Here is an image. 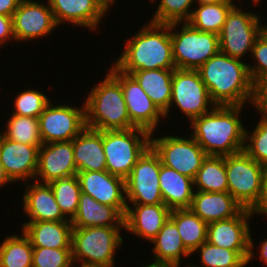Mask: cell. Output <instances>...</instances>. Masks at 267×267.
<instances>
[{
	"instance_id": "39",
	"label": "cell",
	"mask_w": 267,
	"mask_h": 267,
	"mask_svg": "<svg viewBox=\"0 0 267 267\" xmlns=\"http://www.w3.org/2000/svg\"><path fill=\"white\" fill-rule=\"evenodd\" d=\"M47 94L38 89L23 90L16 95L12 114L39 118L45 107L51 102Z\"/></svg>"
},
{
	"instance_id": "3",
	"label": "cell",
	"mask_w": 267,
	"mask_h": 267,
	"mask_svg": "<svg viewBox=\"0 0 267 267\" xmlns=\"http://www.w3.org/2000/svg\"><path fill=\"white\" fill-rule=\"evenodd\" d=\"M147 22L125 40L124 51L113 64L125 74L137 70L176 69L169 24Z\"/></svg>"
},
{
	"instance_id": "35",
	"label": "cell",
	"mask_w": 267,
	"mask_h": 267,
	"mask_svg": "<svg viewBox=\"0 0 267 267\" xmlns=\"http://www.w3.org/2000/svg\"><path fill=\"white\" fill-rule=\"evenodd\" d=\"M48 184L52 188L62 213L69 220H72L76 215L80 194L82 193L77 176L56 179Z\"/></svg>"
},
{
	"instance_id": "16",
	"label": "cell",
	"mask_w": 267,
	"mask_h": 267,
	"mask_svg": "<svg viewBox=\"0 0 267 267\" xmlns=\"http://www.w3.org/2000/svg\"><path fill=\"white\" fill-rule=\"evenodd\" d=\"M46 2L21 0L12 16L16 43L47 38L52 31L54 32V29L56 30L59 27L48 1Z\"/></svg>"
},
{
	"instance_id": "44",
	"label": "cell",
	"mask_w": 267,
	"mask_h": 267,
	"mask_svg": "<svg viewBox=\"0 0 267 267\" xmlns=\"http://www.w3.org/2000/svg\"><path fill=\"white\" fill-rule=\"evenodd\" d=\"M253 212L258 216L259 214L267 215V165L264 166L260 202L259 205L253 210Z\"/></svg>"
},
{
	"instance_id": "6",
	"label": "cell",
	"mask_w": 267,
	"mask_h": 267,
	"mask_svg": "<svg viewBox=\"0 0 267 267\" xmlns=\"http://www.w3.org/2000/svg\"><path fill=\"white\" fill-rule=\"evenodd\" d=\"M151 133L142 128L103 131L106 170L126 179L137 160L150 147Z\"/></svg>"
},
{
	"instance_id": "47",
	"label": "cell",
	"mask_w": 267,
	"mask_h": 267,
	"mask_svg": "<svg viewBox=\"0 0 267 267\" xmlns=\"http://www.w3.org/2000/svg\"><path fill=\"white\" fill-rule=\"evenodd\" d=\"M198 1L227 5L232 8L237 7V5L234 3L235 0H198Z\"/></svg>"
},
{
	"instance_id": "26",
	"label": "cell",
	"mask_w": 267,
	"mask_h": 267,
	"mask_svg": "<svg viewBox=\"0 0 267 267\" xmlns=\"http://www.w3.org/2000/svg\"><path fill=\"white\" fill-rule=\"evenodd\" d=\"M159 184L163 202L170 210L190 208L195 192L192 178L161 164L160 161Z\"/></svg>"
},
{
	"instance_id": "50",
	"label": "cell",
	"mask_w": 267,
	"mask_h": 267,
	"mask_svg": "<svg viewBox=\"0 0 267 267\" xmlns=\"http://www.w3.org/2000/svg\"><path fill=\"white\" fill-rule=\"evenodd\" d=\"M109 9L112 7L111 5H115L117 0H101Z\"/></svg>"
},
{
	"instance_id": "5",
	"label": "cell",
	"mask_w": 267,
	"mask_h": 267,
	"mask_svg": "<svg viewBox=\"0 0 267 267\" xmlns=\"http://www.w3.org/2000/svg\"><path fill=\"white\" fill-rule=\"evenodd\" d=\"M121 230L124 226L73 228L71 248L75 266L115 267L116 250L124 242Z\"/></svg>"
},
{
	"instance_id": "14",
	"label": "cell",
	"mask_w": 267,
	"mask_h": 267,
	"mask_svg": "<svg viewBox=\"0 0 267 267\" xmlns=\"http://www.w3.org/2000/svg\"><path fill=\"white\" fill-rule=\"evenodd\" d=\"M50 102L39 115V129L43 144L72 141L85 128V105L75 107Z\"/></svg>"
},
{
	"instance_id": "34",
	"label": "cell",
	"mask_w": 267,
	"mask_h": 267,
	"mask_svg": "<svg viewBox=\"0 0 267 267\" xmlns=\"http://www.w3.org/2000/svg\"><path fill=\"white\" fill-rule=\"evenodd\" d=\"M6 123L5 131L1 134L14 142L27 145L41 146L39 119L29 116L11 114Z\"/></svg>"
},
{
	"instance_id": "15",
	"label": "cell",
	"mask_w": 267,
	"mask_h": 267,
	"mask_svg": "<svg viewBox=\"0 0 267 267\" xmlns=\"http://www.w3.org/2000/svg\"><path fill=\"white\" fill-rule=\"evenodd\" d=\"M108 72L121 84L130 121L138 128L153 134L164 114L152 102L139 83L129 74L118 70L113 64Z\"/></svg>"
},
{
	"instance_id": "41",
	"label": "cell",
	"mask_w": 267,
	"mask_h": 267,
	"mask_svg": "<svg viewBox=\"0 0 267 267\" xmlns=\"http://www.w3.org/2000/svg\"><path fill=\"white\" fill-rule=\"evenodd\" d=\"M251 56L255 63L248 64V71L257 88L267 80V28L255 40Z\"/></svg>"
},
{
	"instance_id": "1",
	"label": "cell",
	"mask_w": 267,
	"mask_h": 267,
	"mask_svg": "<svg viewBox=\"0 0 267 267\" xmlns=\"http://www.w3.org/2000/svg\"><path fill=\"white\" fill-rule=\"evenodd\" d=\"M219 51L197 71L216 105L252 107L256 101V87L248 71V63Z\"/></svg>"
},
{
	"instance_id": "40",
	"label": "cell",
	"mask_w": 267,
	"mask_h": 267,
	"mask_svg": "<svg viewBox=\"0 0 267 267\" xmlns=\"http://www.w3.org/2000/svg\"><path fill=\"white\" fill-rule=\"evenodd\" d=\"M32 267H75L72 248L33 247Z\"/></svg>"
},
{
	"instance_id": "33",
	"label": "cell",
	"mask_w": 267,
	"mask_h": 267,
	"mask_svg": "<svg viewBox=\"0 0 267 267\" xmlns=\"http://www.w3.org/2000/svg\"><path fill=\"white\" fill-rule=\"evenodd\" d=\"M196 4L197 7L194 6L187 22L197 30L219 35L232 7L203 1H198Z\"/></svg>"
},
{
	"instance_id": "10",
	"label": "cell",
	"mask_w": 267,
	"mask_h": 267,
	"mask_svg": "<svg viewBox=\"0 0 267 267\" xmlns=\"http://www.w3.org/2000/svg\"><path fill=\"white\" fill-rule=\"evenodd\" d=\"M150 136V147L159 156L161 164L194 180L207 154L190 135ZM154 137V138H153ZM188 138V139H187Z\"/></svg>"
},
{
	"instance_id": "48",
	"label": "cell",
	"mask_w": 267,
	"mask_h": 267,
	"mask_svg": "<svg viewBox=\"0 0 267 267\" xmlns=\"http://www.w3.org/2000/svg\"><path fill=\"white\" fill-rule=\"evenodd\" d=\"M10 184L11 182L7 179V177L5 176L2 166L0 164V188L3 186L5 187L6 184Z\"/></svg>"
},
{
	"instance_id": "24",
	"label": "cell",
	"mask_w": 267,
	"mask_h": 267,
	"mask_svg": "<svg viewBox=\"0 0 267 267\" xmlns=\"http://www.w3.org/2000/svg\"><path fill=\"white\" fill-rule=\"evenodd\" d=\"M75 165L78 172L105 171L103 131L85 128L72 140Z\"/></svg>"
},
{
	"instance_id": "2",
	"label": "cell",
	"mask_w": 267,
	"mask_h": 267,
	"mask_svg": "<svg viewBox=\"0 0 267 267\" xmlns=\"http://www.w3.org/2000/svg\"><path fill=\"white\" fill-rule=\"evenodd\" d=\"M243 108L216 105L189 123L191 136L207 155L227 156L244 150L246 126L240 115Z\"/></svg>"
},
{
	"instance_id": "28",
	"label": "cell",
	"mask_w": 267,
	"mask_h": 267,
	"mask_svg": "<svg viewBox=\"0 0 267 267\" xmlns=\"http://www.w3.org/2000/svg\"><path fill=\"white\" fill-rule=\"evenodd\" d=\"M150 242L153 244L152 256L154 258L151 264L181 267L182 257L192 256V253L184 246L176 224L170 218Z\"/></svg>"
},
{
	"instance_id": "43",
	"label": "cell",
	"mask_w": 267,
	"mask_h": 267,
	"mask_svg": "<svg viewBox=\"0 0 267 267\" xmlns=\"http://www.w3.org/2000/svg\"><path fill=\"white\" fill-rule=\"evenodd\" d=\"M254 110L267 116V80L256 88V101Z\"/></svg>"
},
{
	"instance_id": "18",
	"label": "cell",
	"mask_w": 267,
	"mask_h": 267,
	"mask_svg": "<svg viewBox=\"0 0 267 267\" xmlns=\"http://www.w3.org/2000/svg\"><path fill=\"white\" fill-rule=\"evenodd\" d=\"M82 193L104 205L116 207L124 216L127 211L125 179L105 171L77 172Z\"/></svg>"
},
{
	"instance_id": "45",
	"label": "cell",
	"mask_w": 267,
	"mask_h": 267,
	"mask_svg": "<svg viewBox=\"0 0 267 267\" xmlns=\"http://www.w3.org/2000/svg\"><path fill=\"white\" fill-rule=\"evenodd\" d=\"M20 2L21 0H0V14L12 17Z\"/></svg>"
},
{
	"instance_id": "11",
	"label": "cell",
	"mask_w": 267,
	"mask_h": 267,
	"mask_svg": "<svg viewBox=\"0 0 267 267\" xmlns=\"http://www.w3.org/2000/svg\"><path fill=\"white\" fill-rule=\"evenodd\" d=\"M171 92L169 109L164 113L166 119L171 109L176 107L188 117L190 123L216 106L197 70L174 69Z\"/></svg>"
},
{
	"instance_id": "8",
	"label": "cell",
	"mask_w": 267,
	"mask_h": 267,
	"mask_svg": "<svg viewBox=\"0 0 267 267\" xmlns=\"http://www.w3.org/2000/svg\"><path fill=\"white\" fill-rule=\"evenodd\" d=\"M228 192L244 208L253 211L260 202L264 165L244 150L225 156Z\"/></svg>"
},
{
	"instance_id": "38",
	"label": "cell",
	"mask_w": 267,
	"mask_h": 267,
	"mask_svg": "<svg viewBox=\"0 0 267 267\" xmlns=\"http://www.w3.org/2000/svg\"><path fill=\"white\" fill-rule=\"evenodd\" d=\"M261 114L259 122L250 132L245 129L244 151L257 163L267 165V116Z\"/></svg>"
},
{
	"instance_id": "49",
	"label": "cell",
	"mask_w": 267,
	"mask_h": 267,
	"mask_svg": "<svg viewBox=\"0 0 267 267\" xmlns=\"http://www.w3.org/2000/svg\"><path fill=\"white\" fill-rule=\"evenodd\" d=\"M143 267H179L176 265H162V264H151V263H147L146 265L143 264Z\"/></svg>"
},
{
	"instance_id": "42",
	"label": "cell",
	"mask_w": 267,
	"mask_h": 267,
	"mask_svg": "<svg viewBox=\"0 0 267 267\" xmlns=\"http://www.w3.org/2000/svg\"><path fill=\"white\" fill-rule=\"evenodd\" d=\"M10 40L15 41L12 17L0 14V48Z\"/></svg>"
},
{
	"instance_id": "30",
	"label": "cell",
	"mask_w": 267,
	"mask_h": 267,
	"mask_svg": "<svg viewBox=\"0 0 267 267\" xmlns=\"http://www.w3.org/2000/svg\"><path fill=\"white\" fill-rule=\"evenodd\" d=\"M169 218L176 224L184 246L192 253L207 241V226L190 208L171 210Z\"/></svg>"
},
{
	"instance_id": "23",
	"label": "cell",
	"mask_w": 267,
	"mask_h": 267,
	"mask_svg": "<svg viewBox=\"0 0 267 267\" xmlns=\"http://www.w3.org/2000/svg\"><path fill=\"white\" fill-rule=\"evenodd\" d=\"M190 209L207 224L237 216L244 208L229 192L195 191Z\"/></svg>"
},
{
	"instance_id": "51",
	"label": "cell",
	"mask_w": 267,
	"mask_h": 267,
	"mask_svg": "<svg viewBox=\"0 0 267 267\" xmlns=\"http://www.w3.org/2000/svg\"><path fill=\"white\" fill-rule=\"evenodd\" d=\"M252 1H253V3H254L253 6H254V5L257 6L259 3H261L262 0H252Z\"/></svg>"
},
{
	"instance_id": "25",
	"label": "cell",
	"mask_w": 267,
	"mask_h": 267,
	"mask_svg": "<svg viewBox=\"0 0 267 267\" xmlns=\"http://www.w3.org/2000/svg\"><path fill=\"white\" fill-rule=\"evenodd\" d=\"M71 221H26L22 231L29 237L32 247L71 248Z\"/></svg>"
},
{
	"instance_id": "32",
	"label": "cell",
	"mask_w": 267,
	"mask_h": 267,
	"mask_svg": "<svg viewBox=\"0 0 267 267\" xmlns=\"http://www.w3.org/2000/svg\"><path fill=\"white\" fill-rule=\"evenodd\" d=\"M0 243V267H32L33 247L29 237L12 234Z\"/></svg>"
},
{
	"instance_id": "29",
	"label": "cell",
	"mask_w": 267,
	"mask_h": 267,
	"mask_svg": "<svg viewBox=\"0 0 267 267\" xmlns=\"http://www.w3.org/2000/svg\"><path fill=\"white\" fill-rule=\"evenodd\" d=\"M173 71L174 69L137 70L130 74L163 114L169 109L172 98Z\"/></svg>"
},
{
	"instance_id": "19",
	"label": "cell",
	"mask_w": 267,
	"mask_h": 267,
	"mask_svg": "<svg viewBox=\"0 0 267 267\" xmlns=\"http://www.w3.org/2000/svg\"><path fill=\"white\" fill-rule=\"evenodd\" d=\"M77 172L72 141L41 145L38 154L36 182L49 183L56 179L77 175Z\"/></svg>"
},
{
	"instance_id": "7",
	"label": "cell",
	"mask_w": 267,
	"mask_h": 267,
	"mask_svg": "<svg viewBox=\"0 0 267 267\" xmlns=\"http://www.w3.org/2000/svg\"><path fill=\"white\" fill-rule=\"evenodd\" d=\"M169 26L176 69L198 70L220 51L217 34L197 30L188 22L169 23ZM179 26L181 29H176Z\"/></svg>"
},
{
	"instance_id": "17",
	"label": "cell",
	"mask_w": 267,
	"mask_h": 267,
	"mask_svg": "<svg viewBox=\"0 0 267 267\" xmlns=\"http://www.w3.org/2000/svg\"><path fill=\"white\" fill-rule=\"evenodd\" d=\"M40 147L11 141L0 133V164L11 183L35 180Z\"/></svg>"
},
{
	"instance_id": "46",
	"label": "cell",
	"mask_w": 267,
	"mask_h": 267,
	"mask_svg": "<svg viewBox=\"0 0 267 267\" xmlns=\"http://www.w3.org/2000/svg\"><path fill=\"white\" fill-rule=\"evenodd\" d=\"M260 247H259V259L267 265V239L263 238V241L259 242Z\"/></svg>"
},
{
	"instance_id": "31",
	"label": "cell",
	"mask_w": 267,
	"mask_h": 267,
	"mask_svg": "<svg viewBox=\"0 0 267 267\" xmlns=\"http://www.w3.org/2000/svg\"><path fill=\"white\" fill-rule=\"evenodd\" d=\"M196 191L228 192L225 156L207 155L194 178Z\"/></svg>"
},
{
	"instance_id": "20",
	"label": "cell",
	"mask_w": 267,
	"mask_h": 267,
	"mask_svg": "<svg viewBox=\"0 0 267 267\" xmlns=\"http://www.w3.org/2000/svg\"><path fill=\"white\" fill-rule=\"evenodd\" d=\"M57 25L64 23L85 27L91 31L99 28L109 8L101 0H47Z\"/></svg>"
},
{
	"instance_id": "9",
	"label": "cell",
	"mask_w": 267,
	"mask_h": 267,
	"mask_svg": "<svg viewBox=\"0 0 267 267\" xmlns=\"http://www.w3.org/2000/svg\"><path fill=\"white\" fill-rule=\"evenodd\" d=\"M242 6L232 8L219 34L220 51L232 58L243 60L252 53L255 40L267 28L261 16L247 12ZM244 57V58H243Z\"/></svg>"
},
{
	"instance_id": "21",
	"label": "cell",
	"mask_w": 267,
	"mask_h": 267,
	"mask_svg": "<svg viewBox=\"0 0 267 267\" xmlns=\"http://www.w3.org/2000/svg\"><path fill=\"white\" fill-rule=\"evenodd\" d=\"M24 183L22 210L28 221H71L61 211L48 183Z\"/></svg>"
},
{
	"instance_id": "22",
	"label": "cell",
	"mask_w": 267,
	"mask_h": 267,
	"mask_svg": "<svg viewBox=\"0 0 267 267\" xmlns=\"http://www.w3.org/2000/svg\"><path fill=\"white\" fill-rule=\"evenodd\" d=\"M170 212L171 210L164 203L127 205L124 229L140 239L151 241L168 220Z\"/></svg>"
},
{
	"instance_id": "12",
	"label": "cell",
	"mask_w": 267,
	"mask_h": 267,
	"mask_svg": "<svg viewBox=\"0 0 267 267\" xmlns=\"http://www.w3.org/2000/svg\"><path fill=\"white\" fill-rule=\"evenodd\" d=\"M255 213L243 209L237 216L211 222L207 226V241L221 248L236 251L247 264L256 257L249 221Z\"/></svg>"
},
{
	"instance_id": "13",
	"label": "cell",
	"mask_w": 267,
	"mask_h": 267,
	"mask_svg": "<svg viewBox=\"0 0 267 267\" xmlns=\"http://www.w3.org/2000/svg\"><path fill=\"white\" fill-rule=\"evenodd\" d=\"M159 174L160 158L149 147L125 179L127 205L130 203L144 205L164 203L160 191Z\"/></svg>"
},
{
	"instance_id": "37",
	"label": "cell",
	"mask_w": 267,
	"mask_h": 267,
	"mask_svg": "<svg viewBox=\"0 0 267 267\" xmlns=\"http://www.w3.org/2000/svg\"><path fill=\"white\" fill-rule=\"evenodd\" d=\"M159 4L154 10V15L150 20L154 23H174L187 22L193 12V8L198 0H158ZM157 0L152 2L156 3ZM194 3V4H193Z\"/></svg>"
},
{
	"instance_id": "27",
	"label": "cell",
	"mask_w": 267,
	"mask_h": 267,
	"mask_svg": "<svg viewBox=\"0 0 267 267\" xmlns=\"http://www.w3.org/2000/svg\"><path fill=\"white\" fill-rule=\"evenodd\" d=\"M71 224L73 228L124 226V215L116 207L101 204L90 195L81 193Z\"/></svg>"
},
{
	"instance_id": "36",
	"label": "cell",
	"mask_w": 267,
	"mask_h": 267,
	"mask_svg": "<svg viewBox=\"0 0 267 267\" xmlns=\"http://www.w3.org/2000/svg\"><path fill=\"white\" fill-rule=\"evenodd\" d=\"M197 252L200 253L199 267H246L247 262L234 250L221 248L205 241L198 248H196L192 255ZM188 267H198L195 265H188Z\"/></svg>"
},
{
	"instance_id": "4",
	"label": "cell",
	"mask_w": 267,
	"mask_h": 267,
	"mask_svg": "<svg viewBox=\"0 0 267 267\" xmlns=\"http://www.w3.org/2000/svg\"><path fill=\"white\" fill-rule=\"evenodd\" d=\"M88 93L84 99L87 128L105 131L136 127L130 121L121 84L109 72Z\"/></svg>"
}]
</instances>
